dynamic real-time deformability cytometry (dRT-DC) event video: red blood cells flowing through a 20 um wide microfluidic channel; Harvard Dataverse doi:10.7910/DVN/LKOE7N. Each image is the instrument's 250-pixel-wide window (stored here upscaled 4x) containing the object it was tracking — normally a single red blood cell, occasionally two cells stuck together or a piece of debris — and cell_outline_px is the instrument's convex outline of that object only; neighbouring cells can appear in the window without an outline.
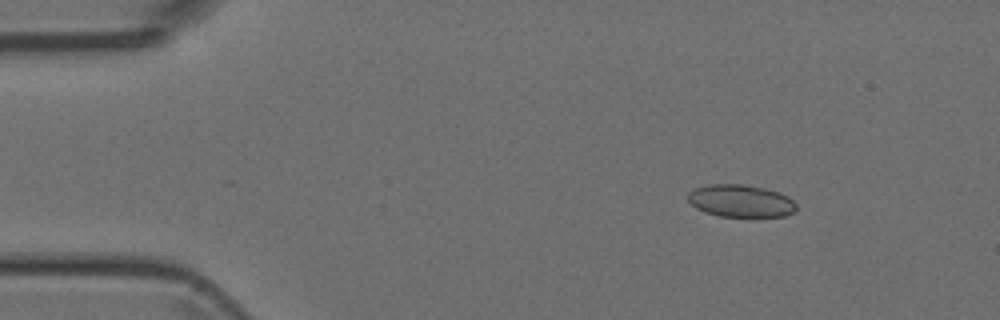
{"species": "Egyptian fruit bat (a non-hibernating species)", "species_latin": "Rousettus aegyptiacus", "temperature_condition": "room temperature", "stored_images_in_passage": 3, "camera_frame_rate_fps": 3000, "um_per_image_px": 0.085, "animal": {"sex": "female"}, "frame": {"image": 1, "passage_image": 1, "time_ms": 0.0, "image_size_px": [1000, 320], "cell_outline_px": [[796, 208], [792, 212], [784, 216], [720, 216], [704, 212], [696, 208], [688, 200], [688, 192], [696, 188], [708, 184], [744, 184], [764, 188], [788, 196], [796, 204]], "centroid_in_image_um": [62.93, 17.07], "position_along_channel_um": 22.1, "area_um2": 20.29}}